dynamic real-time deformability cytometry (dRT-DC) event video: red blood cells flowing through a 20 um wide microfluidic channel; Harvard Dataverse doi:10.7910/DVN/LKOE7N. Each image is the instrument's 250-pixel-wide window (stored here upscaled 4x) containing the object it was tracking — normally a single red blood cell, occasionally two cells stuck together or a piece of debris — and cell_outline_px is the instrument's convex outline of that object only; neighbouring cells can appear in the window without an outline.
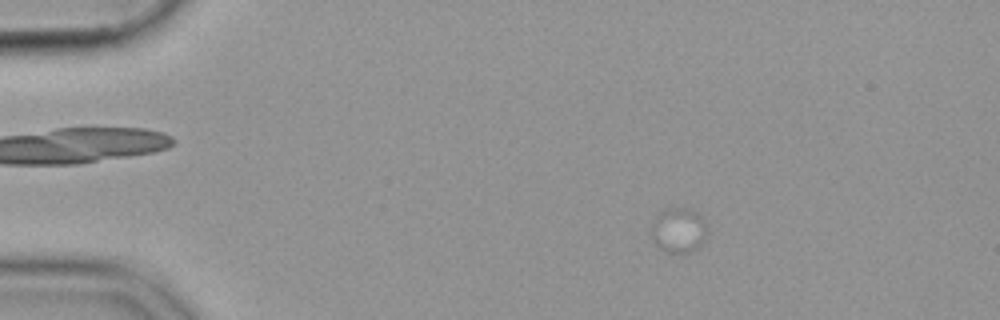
{"species": "common noctule bat (a hibernating species)", "species_latin": "Nyctalus noctula", "temperature_condition": "cold", "stored_images_in_passage": 30, "camera_frame_rate_fps": 3000, "um_per_image_px": 0.085, "animal": {"sex": "female", "body_mass_g": 19.9}, "frame": {"image": 1, "passage_image": 12, "time_ms": 3.667, "image_size_px": [1000, 320], "cell_outline_px": [[704, 236], [700, 244], [688, 256], [664, 252], [656, 244], [648, 232], [660, 212], [668, 208], [692, 208], [700, 216], [704, 232]], "centroid_in_image_um": [57.61, 19.63], "position_along_channel_um": 27.4, "area_um2": 14.57}}
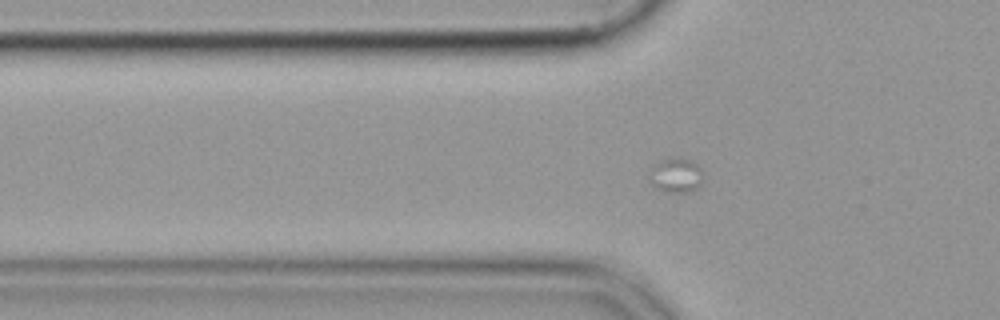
{"frame": {"image": 2, "passage_image": 22, "time_ms": 7.0, "image_size_px": [1000, 320], "cell_outline_px": [[700, 184], [696, 188], [688, 192], [668, 192], [656, 188], [652, 184], [648, 176], [652, 168], [660, 160], [692, 160], [700, 168]], "centroid_in_image_um": [57.42, 14.94], "position_along_channel_um": 68.4, "area_um2": 10.23}}